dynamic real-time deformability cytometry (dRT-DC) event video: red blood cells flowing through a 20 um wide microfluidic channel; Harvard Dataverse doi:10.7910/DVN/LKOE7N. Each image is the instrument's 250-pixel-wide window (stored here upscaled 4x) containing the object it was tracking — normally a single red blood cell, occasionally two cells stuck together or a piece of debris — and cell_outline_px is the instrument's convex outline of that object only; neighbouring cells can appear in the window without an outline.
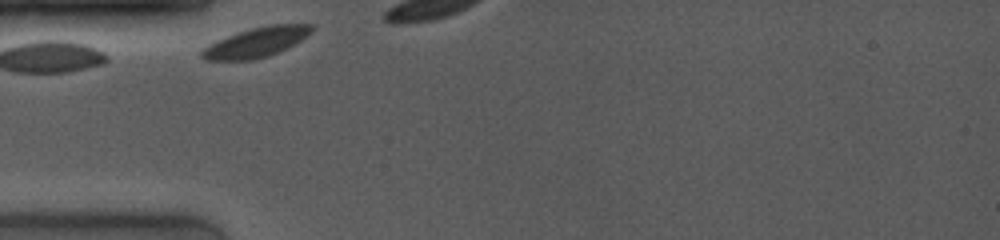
{"species": "common noctule bat (a hibernating species)", "species_latin": "Nyctalus noctula", "temperature_condition": "room temperature", "stored_images_in_passage": 11, "camera_frame_rate_fps": 4000, "um_per_image_px": 0.085, "animal": {"sex": "female", "body_mass_g": 19.0, "forearm_length_mm": 53.3}, "frame": {"image": 1, "passage_image": 1, "time_ms": 0.0, "image_size_px": [1000, 240], "cell_outline_px": [[312, 32], [288, 48], [268, 56], [252, 60], [204, 60], [200, 56], [200, 52], [208, 44], [228, 36], [252, 28], [268, 24], [312, 24]], "centroid_in_image_um": [21.77, 3.6], "position_along_channel_um": 63.2, "area_um2": 18.9}}